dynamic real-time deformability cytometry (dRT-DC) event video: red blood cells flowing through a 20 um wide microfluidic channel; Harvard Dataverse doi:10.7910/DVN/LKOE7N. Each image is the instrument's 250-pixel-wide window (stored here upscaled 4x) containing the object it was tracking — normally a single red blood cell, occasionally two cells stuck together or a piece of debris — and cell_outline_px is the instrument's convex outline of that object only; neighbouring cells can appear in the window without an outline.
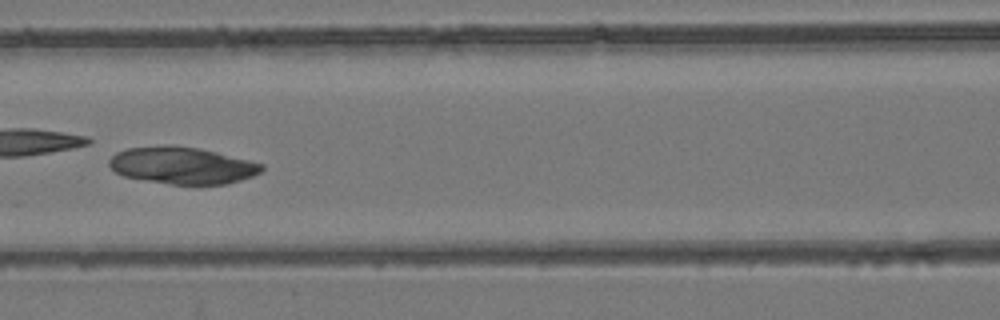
{"species": "common noctule bat (a hibernating species)", "species_latin": "Nyctalus noctula", "temperature_condition": "room temperature", "stored_images_in_passage": 7, "camera_frame_rate_fps": 3000, "um_per_image_px": 0.085, "animal": {"sex": "female", "body_mass_g": 24.6, "forearm_length_mm": 56.2}, "frame": {"image": 1, "passage_image": 7, "time_ms": 7.667, "image_size_px": [1000, 320], "cell_outline_px": [[264, 168], [260, 172], [252, 176], [228, 184], [200, 188], [168, 184], [124, 176], [116, 172], [108, 164], [108, 160], [116, 152], [128, 148], [164, 144], [200, 148], [264, 164]], "centroid_in_image_um": [15.51, 14.1], "position_along_channel_um": 151.1, "area_um2": 33.7}}